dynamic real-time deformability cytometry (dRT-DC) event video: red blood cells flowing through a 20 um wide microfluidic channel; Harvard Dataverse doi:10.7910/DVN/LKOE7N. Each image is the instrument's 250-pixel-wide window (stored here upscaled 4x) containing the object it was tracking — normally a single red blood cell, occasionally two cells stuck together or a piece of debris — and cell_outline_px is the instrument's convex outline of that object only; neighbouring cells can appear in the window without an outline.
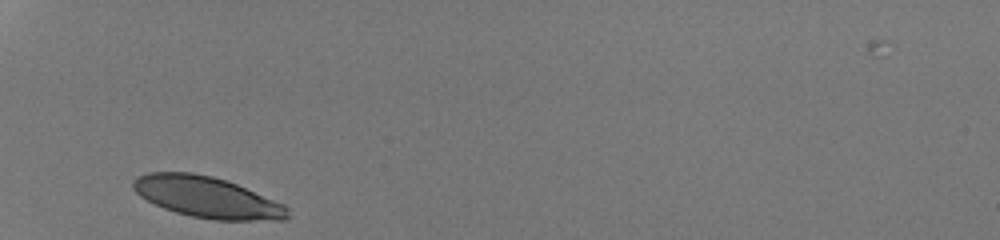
{"species": "human", "species_latin": "Homo sapiens", "temperature_condition": "room temperature", "stored_images_in_passage": 26, "camera_frame_rate_fps": 3000, "um_per_image_px": 0.085, "donor": {"sex": "male"}, "frame": {"image": 1, "passage_image": 1, "time_ms": 0.0, "image_size_px": [1000, 240], "cell_outline_px": [[288, 220], [212, 220], [192, 216], [176, 212], [164, 208], [140, 196], [132, 188], [132, 180], [136, 176], [148, 172], [192, 172], [212, 176], [236, 184], [284, 204], [288, 208]], "centroid_in_image_um": [17.58, 16.76], "position_along_channel_um": 67.4, "area_um2": 36.88}}
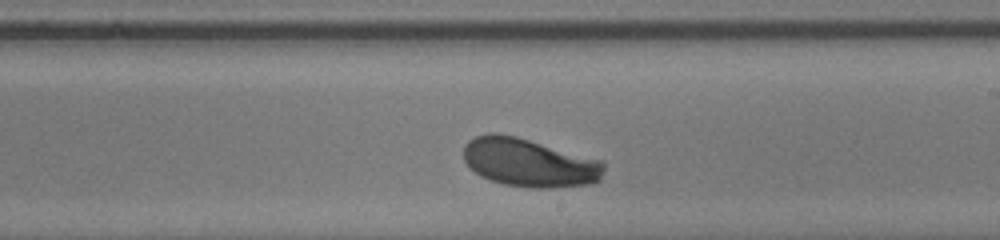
{"frame": {"image": 2, "passage_image": 15, "time_ms": 4.667, "image_size_px": [1000, 240], "cell_outline_px": [[604, 172], [600, 180], [592, 184], [548, 188], [532, 188], [504, 184], [480, 176], [464, 160], [464, 144], [468, 140], [476, 136], [488, 132], [500, 132], [516, 136], [604, 160]], "centroid_in_image_um": [45.01, 13.81], "position_along_channel_um": 244.0, "area_um2": 40.0}}
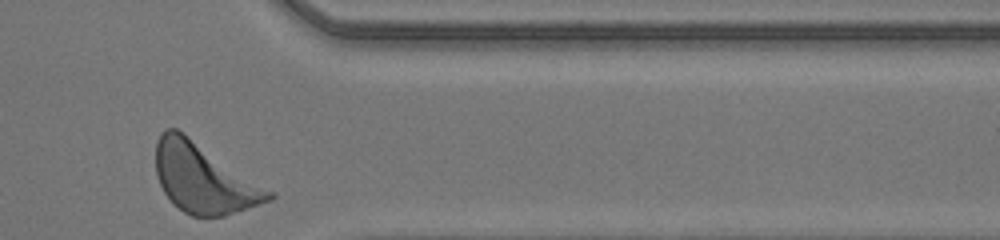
{"frame": {"image": 3, "passage_image": 26, "time_ms": 8.333, "image_size_px": [1000, 240], "cell_outline_px": [[276, 196], [272, 200], [224, 216], [192, 216], [184, 212], [172, 204], [164, 192], [156, 176], [156, 140], [160, 132], [164, 128], [176, 128], [184, 132], [276, 192]], "centroid_in_image_um": [17.34, 15.14], "position_along_channel_um": 394.1, "area_um2": 46.3}, "authors_computed_cell_mechanics": {"area_um2": 39.304, "velocity_mm_per_s": 4.1751, "shape_relaxation_time_tau1_ms": 1.9004, "shape_relaxation_time_tau2_ms": null, "deformation_change_tau1": 0.1252, "deformation_change_tau2": null}}